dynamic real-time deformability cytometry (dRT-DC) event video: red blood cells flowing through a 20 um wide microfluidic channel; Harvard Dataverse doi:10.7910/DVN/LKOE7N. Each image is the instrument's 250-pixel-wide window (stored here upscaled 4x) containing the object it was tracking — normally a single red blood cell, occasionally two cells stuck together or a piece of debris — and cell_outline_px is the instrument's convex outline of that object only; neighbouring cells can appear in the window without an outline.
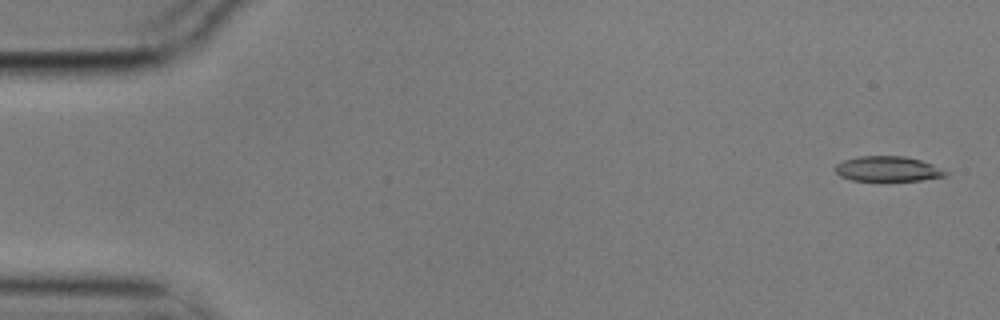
{"species": "common noctule bat (a hibernating species)", "species_latin": "Nyctalus noctula", "temperature_condition": "cold", "stored_images_in_passage": 9, "camera_frame_rate_fps": 3000, "um_per_image_px": 0.085, "animal": {"sex": "male", "body_mass_g": 17.9}, "frame": {"image": 1, "passage_image": 1, "time_ms": 0.0, "image_size_px": [1000, 320], "cell_outline_px": [[948, 176], [920, 180], [880, 184], [852, 180], [840, 176], [836, 172], [836, 164], [844, 160], [860, 156], [904, 156], [920, 160], [932, 164], [948, 172]], "centroid_in_image_um": [75.46, 14.41], "position_along_channel_um": 9.5, "area_um2": 16.94}}
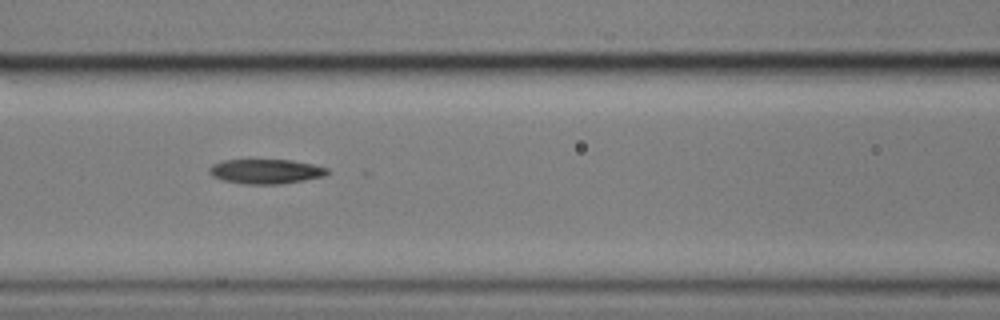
{"frame": {"image": 2, "passage_image": 6, "time_ms": 1.667, "image_size_px": [1000, 320], "cell_outline_px": [[332, 172], [324, 176], [304, 180], [280, 184], [244, 184], [224, 180], [212, 176], [208, 172], [208, 168], [212, 164], [224, 160], [292, 160], [312, 164], [328, 168]], "centroid_in_image_um": [22.61, 14.57], "position_along_channel_um": 144.0, "area_um2": 16.99}}
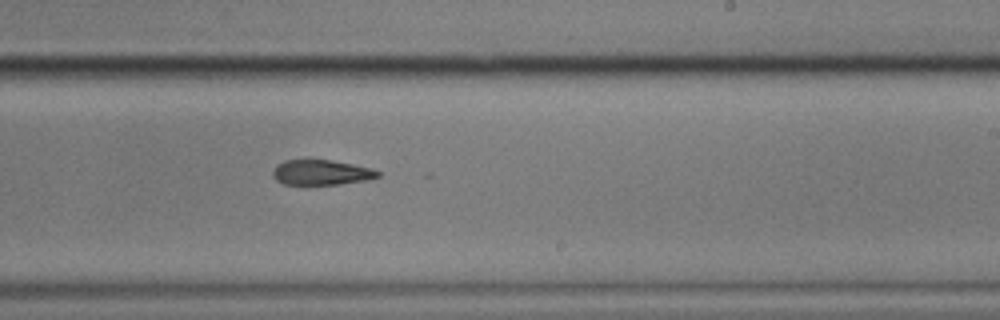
{"frame": {"image": 3, "passage_image": 9, "time_ms": 2.667, "image_size_px": [1000, 320], "cell_outline_px": [[380, 176], [368, 180], [340, 184], [284, 184], [276, 180], [272, 176], [272, 172], [276, 164], [284, 160], [308, 156], [332, 160], [372, 168], [380, 172]], "centroid_in_image_um": [27.26, 14.6], "position_along_channel_um": 261.7, "area_um2": 16.13}}